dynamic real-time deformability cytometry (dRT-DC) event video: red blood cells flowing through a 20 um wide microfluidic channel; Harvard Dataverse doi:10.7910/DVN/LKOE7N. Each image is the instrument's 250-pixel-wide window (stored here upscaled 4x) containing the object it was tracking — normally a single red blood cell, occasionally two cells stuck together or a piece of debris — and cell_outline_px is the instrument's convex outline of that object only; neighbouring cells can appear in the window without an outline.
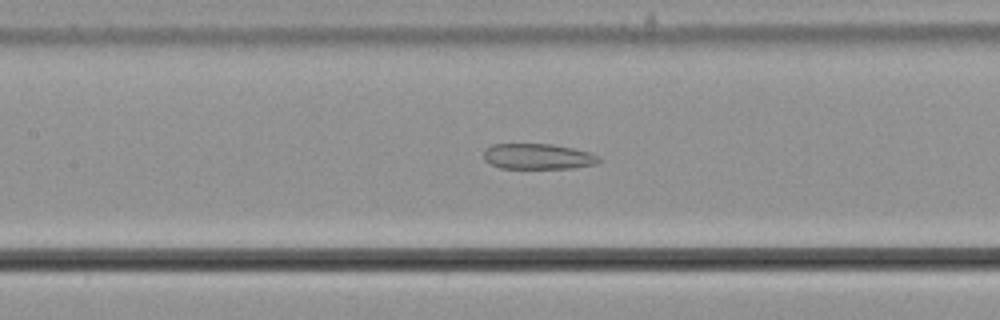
{"species": "common noctule bat (a hibernating species)", "species_latin": "Nyctalus noctula", "temperature_condition": "cold", "stored_images_in_passage": 54, "camera_frame_rate_fps": 3000, "um_per_image_px": 0.085, "animal": {"sex": "male", "body_mass_g": 21.5, "forearm_length_mm": 52.0}, "frame": {"image": 1, "passage_image": 24, "time_ms": 7.667, "image_size_px": [1000, 320], "cell_outline_px": [[600, 160], [596, 164], [572, 168], [500, 168], [484, 160], [484, 152], [492, 144], [552, 144], [572, 148], [588, 152], [600, 156]], "centroid_in_image_um": [45.73, 13.3], "position_along_channel_um": 161.7, "area_um2": 17.05}}
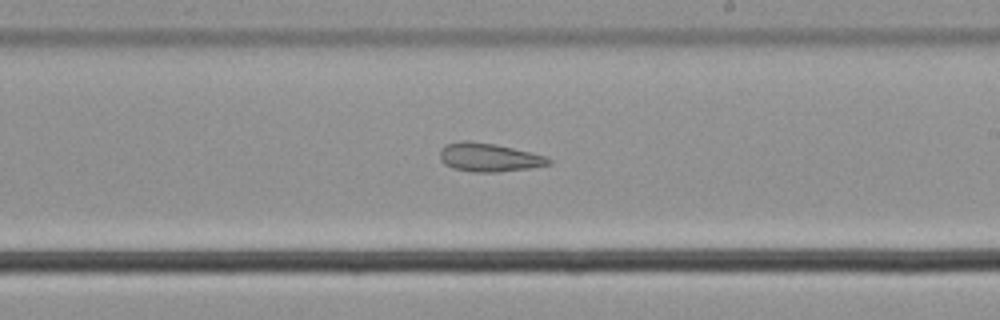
{"frame": {"image": 2, "passage_image": 31, "time_ms": 10.0, "image_size_px": [1000, 320], "cell_outline_px": [[552, 164], [532, 168], [500, 172], [472, 172], [452, 168], [444, 164], [440, 160], [440, 148], [444, 144], [460, 140], [468, 140], [496, 144], [532, 152], [544, 156], [552, 160]], "centroid_in_image_um": [41.54, 13.37], "position_along_channel_um": 247.5, "area_um2": 18.5}}
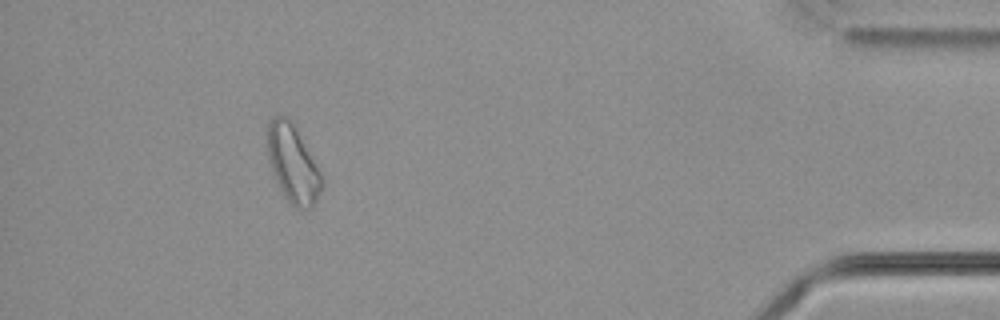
{"frame": {"image": 3, "passage_image": 49, "time_ms": 16.0, "image_size_px": [1000, 320], "cell_outline_px": [[324, 184], [312, 208], [300, 212], [284, 196], [276, 180], [268, 156], [268, 124], [272, 116], [288, 116], [316, 164], [324, 180]], "centroid_in_image_um": [24.91, 13.97], "position_along_channel_um": 410.3, "area_um2": 24.22}}